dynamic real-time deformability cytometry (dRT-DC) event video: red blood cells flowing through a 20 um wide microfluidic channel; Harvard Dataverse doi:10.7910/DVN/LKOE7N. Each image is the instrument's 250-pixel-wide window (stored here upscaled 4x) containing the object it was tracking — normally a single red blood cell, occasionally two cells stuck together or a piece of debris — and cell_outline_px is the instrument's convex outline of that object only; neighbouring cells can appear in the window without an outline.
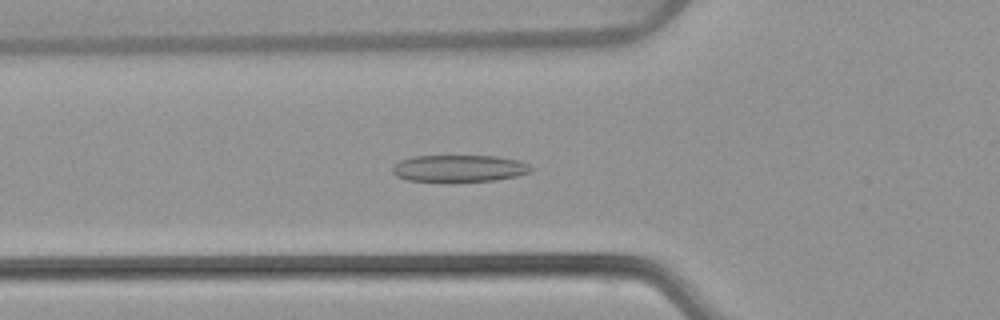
{"species": "common noctule bat (a hibernating species)", "species_latin": "Nyctalus noctula", "temperature_condition": "warm", "stored_images_in_passage": 52, "camera_frame_rate_fps": 3000, "um_per_image_px": 0.085, "animal": {"sex": "female", "body_mass_g": 22.7, "forearm_length_mm": 54.2}, "frame": {"image": 1, "passage_image": 18, "time_ms": 5.667, "image_size_px": [1000, 320], "cell_outline_px": [[532, 172], [516, 176], [496, 180], [408, 180], [396, 176], [392, 172], [392, 164], [400, 160], [412, 156], [496, 156], [520, 160], [528, 164], [532, 168]], "centroid_in_image_um": [39.03, 14.28], "position_along_channel_um": 86.8, "area_um2": 21.44}}
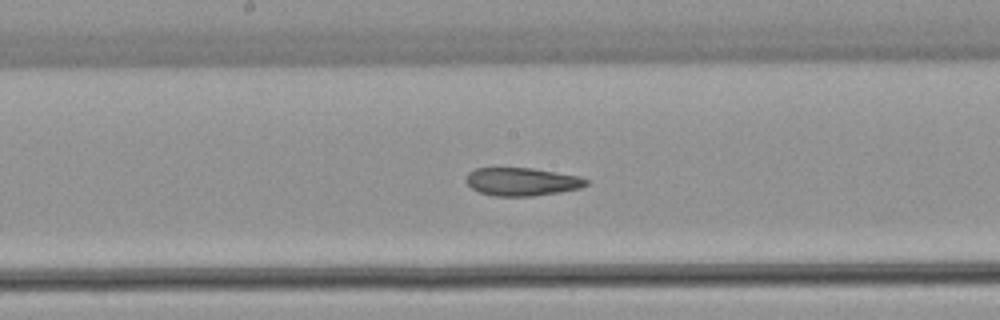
{"frame": {"image": 2, "passage_image": 27, "time_ms": 8.667, "image_size_px": [1000, 320], "cell_outline_px": [[588, 184], [580, 188], [560, 192], [532, 196], [492, 196], [480, 192], [472, 188], [464, 180], [468, 172], [476, 168], [532, 168], [580, 176], [588, 180]], "centroid_in_image_um": [44.35, 15.44], "position_along_channel_um": 203.9, "area_um2": 19.71}}
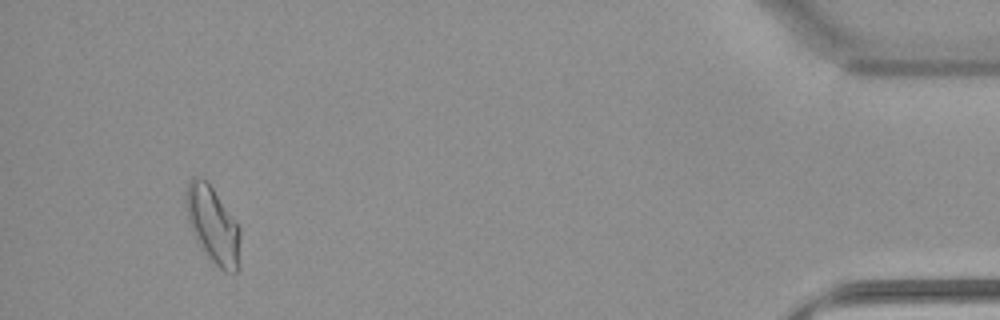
{"frame": {"image": 3, "passage_image": 49, "time_ms": 16.0, "image_size_px": [1000, 320], "cell_outline_px": [[240, 268], [236, 272], [224, 272], [208, 256], [196, 240], [188, 220], [184, 208], [184, 192], [192, 176], [200, 176], [208, 180], [240, 228]], "centroid_in_image_um": [18.08, 19.08], "position_along_channel_um": 417.1, "area_um2": 24.62}, "authors_computed_cell_mechanics": {"area_um2": 21.6172, "velocity_mm_per_s": 3.8869, "shape_relaxation_time_tau1_ms": null, "shape_relaxation_time_tau2_ms": 3.014, "deformation_change_tau1": null, "deformation_change_tau2": 0.0961}}